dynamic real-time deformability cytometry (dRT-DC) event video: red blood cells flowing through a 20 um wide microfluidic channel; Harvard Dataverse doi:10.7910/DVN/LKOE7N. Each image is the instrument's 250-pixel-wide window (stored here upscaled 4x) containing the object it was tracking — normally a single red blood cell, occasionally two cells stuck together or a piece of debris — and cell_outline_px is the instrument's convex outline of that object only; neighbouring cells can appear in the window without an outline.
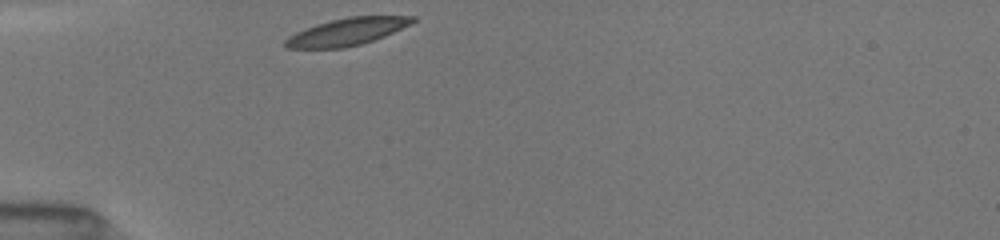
{"species": "common noctule bat (a hibernating species)", "species_latin": "Nyctalus noctula", "temperature_condition": "room temperature", "stored_images_in_passage": 5, "camera_frame_rate_fps": 3000, "um_per_image_px": 0.085, "animal": {"sex": "female", "body_mass_g": 19.5, "forearm_length_mm": 54.1}, "frame": {"image": 1, "passage_image": 1, "time_ms": 0.0, "image_size_px": [1000, 240], "cell_outline_px": [[416, 20], [384, 36], [360, 44], [344, 48], [284, 48], [284, 40], [288, 36], [304, 28], [316, 24], [348, 16], [416, 16]], "centroid_in_image_um": [29.42, 2.7], "position_along_channel_um": 55.6, "area_um2": 20.0}}
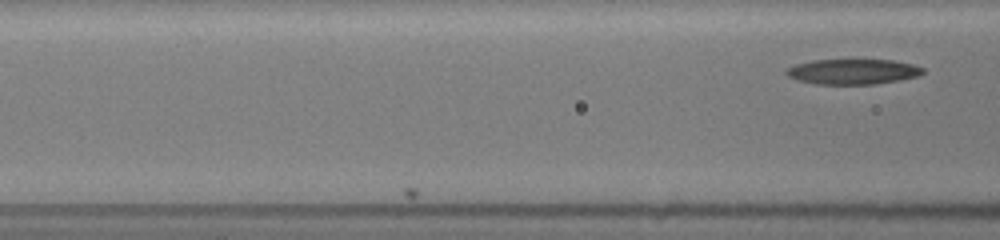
{"frame": {"image": 2, "passage_image": 5, "time_ms": 1.333, "image_size_px": [1000, 240], "cell_outline_px": [[924, 72], [916, 76], [900, 80], [876, 84], [816, 84], [796, 80], [788, 76], [784, 72], [788, 68], [796, 64], [812, 60], [856, 56], [892, 60], [912, 64], [924, 68]], "centroid_in_image_um": [72.47, 6.03], "position_along_channel_um": 94.1, "area_um2": 21.21}}